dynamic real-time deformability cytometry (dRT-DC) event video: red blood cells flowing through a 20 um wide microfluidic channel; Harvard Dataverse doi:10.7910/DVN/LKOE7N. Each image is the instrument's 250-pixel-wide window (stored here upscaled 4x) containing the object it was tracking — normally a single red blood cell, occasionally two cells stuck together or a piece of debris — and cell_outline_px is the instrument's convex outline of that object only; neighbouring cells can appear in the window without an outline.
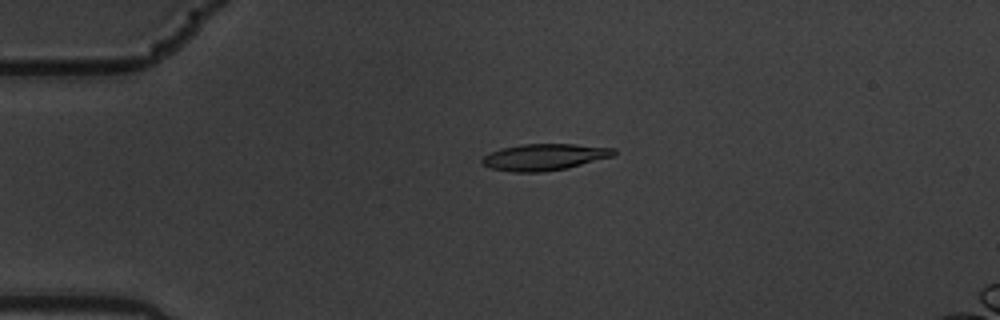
{"species": "common noctule bat (a hibernating species)", "species_latin": "Nyctalus noctula", "temperature_condition": "warm", "stored_images_in_passage": 3, "camera_frame_rate_fps": 3000, "um_per_image_px": 0.085, "animal": {"sex": "male", "body_mass_g": 19.5, "forearm_length_mm": 54.6}, "frame": {"image": 1, "passage_image": 2, "time_ms": 0.333, "image_size_px": [1000, 320], "cell_outline_px": [[616, 152], [612, 156], [568, 168], [540, 172], [516, 172], [492, 168], [480, 164], [480, 160], [484, 156], [500, 148], [520, 144], [576, 144], [616, 148]], "centroid_in_image_um": [46.26, 13.34], "position_along_channel_um": 38.7, "area_um2": 20.35}}